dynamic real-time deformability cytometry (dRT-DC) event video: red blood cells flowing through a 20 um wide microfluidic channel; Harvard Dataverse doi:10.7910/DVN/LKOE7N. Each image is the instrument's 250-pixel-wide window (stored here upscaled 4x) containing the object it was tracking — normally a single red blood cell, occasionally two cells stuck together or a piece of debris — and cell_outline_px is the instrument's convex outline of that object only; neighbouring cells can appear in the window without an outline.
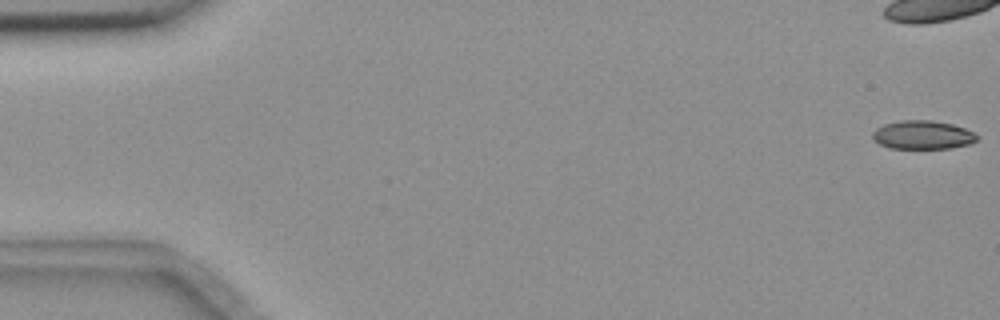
{"species": "common noctule bat (a hibernating species)", "species_latin": "Nyctalus noctula", "temperature_condition": "room temperature", "stored_images_in_passage": 45, "camera_frame_rate_fps": 3000, "um_per_image_px": 0.085, "animal": {"sex": "female", "body_mass_g": 18.4}, "frame": {"image": 1, "passage_image": 1, "time_ms": 0.0, "image_size_px": [1000, 320], "cell_outline_px": [[976, 140], [972, 144], [952, 148], [888, 148], [872, 140], [872, 132], [876, 128], [884, 124], [900, 120], [932, 120], [952, 124], [964, 128], [972, 132], [976, 136]], "centroid_in_image_um": [78.39, 11.47], "position_along_channel_um": 6.6, "area_um2": 17.46}}